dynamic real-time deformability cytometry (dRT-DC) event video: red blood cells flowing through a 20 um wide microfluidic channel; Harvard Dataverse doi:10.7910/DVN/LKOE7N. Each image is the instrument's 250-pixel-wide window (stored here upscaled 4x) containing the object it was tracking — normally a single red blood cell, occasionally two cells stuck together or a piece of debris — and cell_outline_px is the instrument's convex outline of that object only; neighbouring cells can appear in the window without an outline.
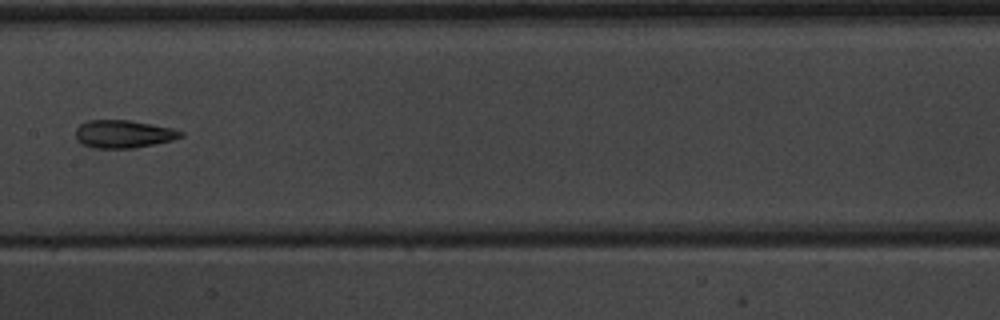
{"species": "common noctule bat (a hibernating species)", "species_latin": "Nyctalus noctula", "temperature_condition": "warm", "stored_images_in_passage": 7, "camera_frame_rate_fps": 3000, "um_per_image_px": 0.085, "animal": {"sex": "male", "body_mass_g": 20.1, "forearm_length_mm": 53.5}, "frame": {"image": 1, "passage_image": 7, "time_ms": 7.667, "image_size_px": [1000, 320], "cell_outline_px": [[184, 136], [172, 140], [132, 148], [92, 148], [76, 140], [76, 128], [80, 124], [88, 120], [128, 120], [152, 124], [172, 128], [184, 132]], "centroid_in_image_um": [10.48, 11.38], "position_along_channel_um": 196.9, "area_um2": 16.99}}